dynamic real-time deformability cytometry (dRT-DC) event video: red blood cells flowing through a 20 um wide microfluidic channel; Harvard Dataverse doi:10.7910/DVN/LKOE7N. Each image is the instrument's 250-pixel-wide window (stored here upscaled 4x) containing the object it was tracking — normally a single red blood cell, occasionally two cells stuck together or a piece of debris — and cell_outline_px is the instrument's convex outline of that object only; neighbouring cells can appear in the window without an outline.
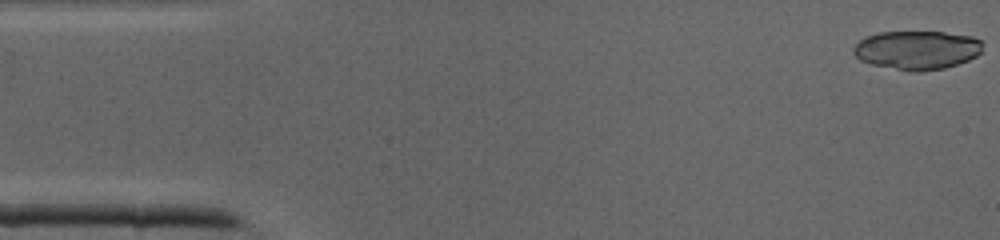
{"species": "common noctule bat (a hibernating species)", "species_latin": "Nyctalus noctula", "temperature_condition": "cold", "stored_images_in_passage": 17, "camera_frame_rate_fps": 3000, "um_per_image_px": 0.085, "animal": {"sex": "male", "body_mass_g": 19.0, "forearm_length_mm": 50.8}, "frame": {"image": 1, "passage_image": 1, "time_ms": 0.0, "image_size_px": [1000, 240], "cell_outline_px": [[984, 44], [980, 52], [976, 56], [968, 60], [944, 68], [920, 72], [912, 72], [872, 64], [860, 60], [852, 52], [852, 48], [864, 36], [880, 32], [944, 32], [972, 36], [980, 40]], "centroid_in_image_um": [77.93, 4.25], "position_along_channel_um": 7.1, "area_um2": 29.3}}